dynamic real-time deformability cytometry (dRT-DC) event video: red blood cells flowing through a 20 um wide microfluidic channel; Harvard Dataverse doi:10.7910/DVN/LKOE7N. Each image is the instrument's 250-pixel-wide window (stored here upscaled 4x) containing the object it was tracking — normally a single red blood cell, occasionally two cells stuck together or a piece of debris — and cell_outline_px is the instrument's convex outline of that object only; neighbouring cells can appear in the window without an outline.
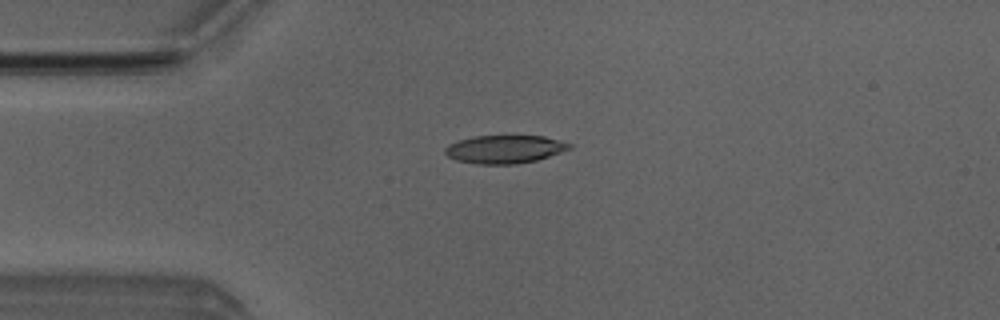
{"species": "Egyptian fruit bat (a non-hibernating species)", "species_latin": "Rousettus aegyptiacus", "temperature_condition": "room temperature", "stored_images_in_passage": 6, "camera_frame_rate_fps": 3000, "um_per_image_px": 0.085, "animal": {"sex": "male"}, "frame": {"image": 1, "passage_image": 3, "time_ms": 3.333, "image_size_px": [1000, 320], "cell_outline_px": [[572, 148], [536, 160], [516, 164], [476, 164], [456, 160], [448, 156], [444, 152], [444, 148], [448, 144], [460, 140], [476, 136], [544, 136], [560, 140], [572, 144]], "centroid_in_image_um": [42.89, 12.68], "position_along_channel_um": 42.1, "area_um2": 20.29}}